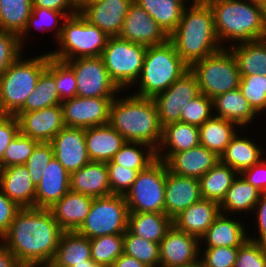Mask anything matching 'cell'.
<instances>
[{"mask_svg":"<svg viewBox=\"0 0 266 267\" xmlns=\"http://www.w3.org/2000/svg\"><path fill=\"white\" fill-rule=\"evenodd\" d=\"M63 232L49 209L20 208L0 242L26 266L51 262Z\"/></svg>","mask_w":266,"mask_h":267,"instance_id":"cell-1","label":"cell"},{"mask_svg":"<svg viewBox=\"0 0 266 267\" xmlns=\"http://www.w3.org/2000/svg\"><path fill=\"white\" fill-rule=\"evenodd\" d=\"M168 40L189 67L223 48L216 35L212 9L206 0H191L185 6L181 20Z\"/></svg>","mask_w":266,"mask_h":267,"instance_id":"cell-2","label":"cell"},{"mask_svg":"<svg viewBox=\"0 0 266 267\" xmlns=\"http://www.w3.org/2000/svg\"><path fill=\"white\" fill-rule=\"evenodd\" d=\"M109 124L125 141L145 143L155 150L161 143L163 127L152 98L121 91L112 100Z\"/></svg>","mask_w":266,"mask_h":267,"instance_id":"cell-3","label":"cell"},{"mask_svg":"<svg viewBox=\"0 0 266 267\" xmlns=\"http://www.w3.org/2000/svg\"><path fill=\"white\" fill-rule=\"evenodd\" d=\"M206 1L212 9L216 35L223 48L262 40L265 29L261 6L243 0Z\"/></svg>","mask_w":266,"mask_h":267,"instance_id":"cell-4","label":"cell"},{"mask_svg":"<svg viewBox=\"0 0 266 267\" xmlns=\"http://www.w3.org/2000/svg\"><path fill=\"white\" fill-rule=\"evenodd\" d=\"M189 69L169 40L160 45L149 46L141 74L128 91L132 92L133 89L132 94L136 96L153 98L168 89Z\"/></svg>","mask_w":266,"mask_h":267,"instance_id":"cell-5","label":"cell"},{"mask_svg":"<svg viewBox=\"0 0 266 267\" xmlns=\"http://www.w3.org/2000/svg\"><path fill=\"white\" fill-rule=\"evenodd\" d=\"M48 60V52L27 58L22 54L8 67L0 76V114L15 115L24 106Z\"/></svg>","mask_w":266,"mask_h":267,"instance_id":"cell-6","label":"cell"},{"mask_svg":"<svg viewBox=\"0 0 266 267\" xmlns=\"http://www.w3.org/2000/svg\"><path fill=\"white\" fill-rule=\"evenodd\" d=\"M109 36L90 24L79 12L68 16L63 23L57 49L48 50L49 56L61 61L99 57L106 47Z\"/></svg>","mask_w":266,"mask_h":267,"instance_id":"cell-7","label":"cell"},{"mask_svg":"<svg viewBox=\"0 0 266 267\" xmlns=\"http://www.w3.org/2000/svg\"><path fill=\"white\" fill-rule=\"evenodd\" d=\"M190 70L197 78L200 93L211 99L239 88L241 77L229 48H222L195 62Z\"/></svg>","mask_w":266,"mask_h":267,"instance_id":"cell-8","label":"cell"},{"mask_svg":"<svg viewBox=\"0 0 266 267\" xmlns=\"http://www.w3.org/2000/svg\"><path fill=\"white\" fill-rule=\"evenodd\" d=\"M147 47L121 39L109 37L101 58L110 78L122 90H129L138 80Z\"/></svg>","mask_w":266,"mask_h":267,"instance_id":"cell-9","label":"cell"},{"mask_svg":"<svg viewBox=\"0 0 266 267\" xmlns=\"http://www.w3.org/2000/svg\"><path fill=\"white\" fill-rule=\"evenodd\" d=\"M128 215L125 196L111 194L93 198L89 213L76 232L89 239L124 234L127 230Z\"/></svg>","mask_w":266,"mask_h":267,"instance_id":"cell-10","label":"cell"},{"mask_svg":"<svg viewBox=\"0 0 266 267\" xmlns=\"http://www.w3.org/2000/svg\"><path fill=\"white\" fill-rule=\"evenodd\" d=\"M167 165L156 159L140 171L130 190L125 194L129 212L164 213Z\"/></svg>","mask_w":266,"mask_h":267,"instance_id":"cell-11","label":"cell"},{"mask_svg":"<svg viewBox=\"0 0 266 267\" xmlns=\"http://www.w3.org/2000/svg\"><path fill=\"white\" fill-rule=\"evenodd\" d=\"M65 62L73 69L78 97L115 98L122 91L110 78L101 56Z\"/></svg>","mask_w":266,"mask_h":267,"instance_id":"cell-12","label":"cell"},{"mask_svg":"<svg viewBox=\"0 0 266 267\" xmlns=\"http://www.w3.org/2000/svg\"><path fill=\"white\" fill-rule=\"evenodd\" d=\"M200 94L195 74L189 69L168 89L155 95L159 122L162 127L181 121L182 109Z\"/></svg>","mask_w":266,"mask_h":267,"instance_id":"cell-13","label":"cell"},{"mask_svg":"<svg viewBox=\"0 0 266 267\" xmlns=\"http://www.w3.org/2000/svg\"><path fill=\"white\" fill-rule=\"evenodd\" d=\"M159 267H199L200 239L172 225L159 243Z\"/></svg>","mask_w":266,"mask_h":267,"instance_id":"cell-14","label":"cell"},{"mask_svg":"<svg viewBox=\"0 0 266 267\" xmlns=\"http://www.w3.org/2000/svg\"><path fill=\"white\" fill-rule=\"evenodd\" d=\"M114 98L78 97L61 103L64 125L91 128L109 123L110 106Z\"/></svg>","mask_w":266,"mask_h":267,"instance_id":"cell-15","label":"cell"},{"mask_svg":"<svg viewBox=\"0 0 266 267\" xmlns=\"http://www.w3.org/2000/svg\"><path fill=\"white\" fill-rule=\"evenodd\" d=\"M133 0H102L98 2H78L79 13L92 25L97 26L107 36H119L129 6Z\"/></svg>","mask_w":266,"mask_h":267,"instance_id":"cell-16","label":"cell"},{"mask_svg":"<svg viewBox=\"0 0 266 267\" xmlns=\"http://www.w3.org/2000/svg\"><path fill=\"white\" fill-rule=\"evenodd\" d=\"M119 37L146 47L168 40V35L149 13L134 2L129 6Z\"/></svg>","mask_w":266,"mask_h":267,"instance_id":"cell-17","label":"cell"},{"mask_svg":"<svg viewBox=\"0 0 266 267\" xmlns=\"http://www.w3.org/2000/svg\"><path fill=\"white\" fill-rule=\"evenodd\" d=\"M20 132L38 142H50L64 127L61 104L29 112H17Z\"/></svg>","mask_w":266,"mask_h":267,"instance_id":"cell-18","label":"cell"},{"mask_svg":"<svg viewBox=\"0 0 266 267\" xmlns=\"http://www.w3.org/2000/svg\"><path fill=\"white\" fill-rule=\"evenodd\" d=\"M50 143L54 157L69 173L79 170L90 162L83 128L65 126Z\"/></svg>","mask_w":266,"mask_h":267,"instance_id":"cell-19","label":"cell"},{"mask_svg":"<svg viewBox=\"0 0 266 267\" xmlns=\"http://www.w3.org/2000/svg\"><path fill=\"white\" fill-rule=\"evenodd\" d=\"M202 199L199 180L166 173L164 213L172 220L193 203Z\"/></svg>","mask_w":266,"mask_h":267,"instance_id":"cell-20","label":"cell"},{"mask_svg":"<svg viewBox=\"0 0 266 267\" xmlns=\"http://www.w3.org/2000/svg\"><path fill=\"white\" fill-rule=\"evenodd\" d=\"M240 217L220 213L200 238V248L242 246L249 239V226Z\"/></svg>","mask_w":266,"mask_h":267,"instance_id":"cell-21","label":"cell"},{"mask_svg":"<svg viewBox=\"0 0 266 267\" xmlns=\"http://www.w3.org/2000/svg\"><path fill=\"white\" fill-rule=\"evenodd\" d=\"M70 173L53 157L36 187L35 208L49 209L70 190Z\"/></svg>","mask_w":266,"mask_h":267,"instance_id":"cell-22","label":"cell"},{"mask_svg":"<svg viewBox=\"0 0 266 267\" xmlns=\"http://www.w3.org/2000/svg\"><path fill=\"white\" fill-rule=\"evenodd\" d=\"M220 160L214 152L202 145L186 151L173 153L166 161L170 172L199 179Z\"/></svg>","mask_w":266,"mask_h":267,"instance_id":"cell-23","label":"cell"},{"mask_svg":"<svg viewBox=\"0 0 266 267\" xmlns=\"http://www.w3.org/2000/svg\"><path fill=\"white\" fill-rule=\"evenodd\" d=\"M245 130L246 129L241 128V130L237 132L226 147L225 152L220 156V161L223 164L229 165L239 174L243 170L258 163L263 157H266V148L263 144L260 145L259 141L257 143V141L254 140V137L248 136V128L246 132Z\"/></svg>","mask_w":266,"mask_h":267,"instance_id":"cell-24","label":"cell"},{"mask_svg":"<svg viewBox=\"0 0 266 267\" xmlns=\"http://www.w3.org/2000/svg\"><path fill=\"white\" fill-rule=\"evenodd\" d=\"M93 198L69 190L49 210L63 231H76L87 217Z\"/></svg>","mask_w":266,"mask_h":267,"instance_id":"cell-25","label":"cell"},{"mask_svg":"<svg viewBox=\"0 0 266 267\" xmlns=\"http://www.w3.org/2000/svg\"><path fill=\"white\" fill-rule=\"evenodd\" d=\"M213 115L234 122L240 128L248 127L253 130L251 124H254L259 116L243 97L239 88L213 98Z\"/></svg>","mask_w":266,"mask_h":267,"instance_id":"cell-26","label":"cell"},{"mask_svg":"<svg viewBox=\"0 0 266 267\" xmlns=\"http://www.w3.org/2000/svg\"><path fill=\"white\" fill-rule=\"evenodd\" d=\"M70 190L94 198L111 195L106 162L90 161L70 173Z\"/></svg>","mask_w":266,"mask_h":267,"instance_id":"cell-27","label":"cell"},{"mask_svg":"<svg viewBox=\"0 0 266 267\" xmlns=\"http://www.w3.org/2000/svg\"><path fill=\"white\" fill-rule=\"evenodd\" d=\"M200 145L199 127L181 121L165 125L156 157L166 161L173 153L189 150Z\"/></svg>","mask_w":266,"mask_h":267,"instance_id":"cell-28","label":"cell"},{"mask_svg":"<svg viewBox=\"0 0 266 267\" xmlns=\"http://www.w3.org/2000/svg\"><path fill=\"white\" fill-rule=\"evenodd\" d=\"M220 213L218 202L201 199L179 213L173 219V225L200 239Z\"/></svg>","mask_w":266,"mask_h":267,"instance_id":"cell-29","label":"cell"},{"mask_svg":"<svg viewBox=\"0 0 266 267\" xmlns=\"http://www.w3.org/2000/svg\"><path fill=\"white\" fill-rule=\"evenodd\" d=\"M85 142L90 161L108 162L126 142L109 123L85 129Z\"/></svg>","mask_w":266,"mask_h":267,"instance_id":"cell-30","label":"cell"},{"mask_svg":"<svg viewBox=\"0 0 266 267\" xmlns=\"http://www.w3.org/2000/svg\"><path fill=\"white\" fill-rule=\"evenodd\" d=\"M0 189L18 207H34L36 187L25 165L5 167Z\"/></svg>","mask_w":266,"mask_h":267,"instance_id":"cell-31","label":"cell"},{"mask_svg":"<svg viewBox=\"0 0 266 267\" xmlns=\"http://www.w3.org/2000/svg\"><path fill=\"white\" fill-rule=\"evenodd\" d=\"M261 193L239 174L219 203L220 212L226 215H241L242 220L245 214H248L246 217L250 220L249 215L252 214Z\"/></svg>","mask_w":266,"mask_h":267,"instance_id":"cell-32","label":"cell"},{"mask_svg":"<svg viewBox=\"0 0 266 267\" xmlns=\"http://www.w3.org/2000/svg\"><path fill=\"white\" fill-rule=\"evenodd\" d=\"M90 259V239L76 231H64L51 262L57 267H72Z\"/></svg>","mask_w":266,"mask_h":267,"instance_id":"cell-33","label":"cell"},{"mask_svg":"<svg viewBox=\"0 0 266 267\" xmlns=\"http://www.w3.org/2000/svg\"><path fill=\"white\" fill-rule=\"evenodd\" d=\"M173 220L165 213L129 212L127 230L151 242L160 243Z\"/></svg>","mask_w":266,"mask_h":267,"instance_id":"cell-34","label":"cell"},{"mask_svg":"<svg viewBox=\"0 0 266 267\" xmlns=\"http://www.w3.org/2000/svg\"><path fill=\"white\" fill-rule=\"evenodd\" d=\"M240 129L234 122L213 115L199 127L200 145L220 157Z\"/></svg>","mask_w":266,"mask_h":267,"instance_id":"cell-35","label":"cell"},{"mask_svg":"<svg viewBox=\"0 0 266 267\" xmlns=\"http://www.w3.org/2000/svg\"><path fill=\"white\" fill-rule=\"evenodd\" d=\"M191 0H133L146 10L169 36L178 26L185 6Z\"/></svg>","mask_w":266,"mask_h":267,"instance_id":"cell-36","label":"cell"},{"mask_svg":"<svg viewBox=\"0 0 266 267\" xmlns=\"http://www.w3.org/2000/svg\"><path fill=\"white\" fill-rule=\"evenodd\" d=\"M228 48L236 59L240 77L266 76V44L263 40L238 43Z\"/></svg>","mask_w":266,"mask_h":267,"instance_id":"cell-37","label":"cell"},{"mask_svg":"<svg viewBox=\"0 0 266 267\" xmlns=\"http://www.w3.org/2000/svg\"><path fill=\"white\" fill-rule=\"evenodd\" d=\"M239 173L229 165L219 162L199 178L202 199L220 203Z\"/></svg>","mask_w":266,"mask_h":267,"instance_id":"cell-38","label":"cell"},{"mask_svg":"<svg viewBox=\"0 0 266 267\" xmlns=\"http://www.w3.org/2000/svg\"><path fill=\"white\" fill-rule=\"evenodd\" d=\"M68 16L59 11L41 8V7H32V13L28 19L25 29L19 35L20 45L25 49L27 43V38L30 35L32 30H39L40 33L51 31L54 38V42L59 38L63 23ZM53 30V31H52ZM42 31V32H41ZM26 38V39H25ZM56 38V39H55ZM25 45V46H24Z\"/></svg>","mask_w":266,"mask_h":267,"instance_id":"cell-39","label":"cell"},{"mask_svg":"<svg viewBox=\"0 0 266 267\" xmlns=\"http://www.w3.org/2000/svg\"><path fill=\"white\" fill-rule=\"evenodd\" d=\"M32 0H0V30L23 32L32 13Z\"/></svg>","mask_w":266,"mask_h":267,"instance_id":"cell-40","label":"cell"},{"mask_svg":"<svg viewBox=\"0 0 266 267\" xmlns=\"http://www.w3.org/2000/svg\"><path fill=\"white\" fill-rule=\"evenodd\" d=\"M59 94L54 77L45 69L34 91L27 97L24 106L18 112H29L60 105Z\"/></svg>","mask_w":266,"mask_h":267,"instance_id":"cell-41","label":"cell"},{"mask_svg":"<svg viewBox=\"0 0 266 267\" xmlns=\"http://www.w3.org/2000/svg\"><path fill=\"white\" fill-rule=\"evenodd\" d=\"M156 159V150L151 146L141 142L126 141L111 161L140 172Z\"/></svg>","mask_w":266,"mask_h":267,"instance_id":"cell-42","label":"cell"},{"mask_svg":"<svg viewBox=\"0 0 266 267\" xmlns=\"http://www.w3.org/2000/svg\"><path fill=\"white\" fill-rule=\"evenodd\" d=\"M124 234L103 235L90 239L91 259L99 267H111L123 254Z\"/></svg>","mask_w":266,"mask_h":267,"instance_id":"cell-43","label":"cell"},{"mask_svg":"<svg viewBox=\"0 0 266 267\" xmlns=\"http://www.w3.org/2000/svg\"><path fill=\"white\" fill-rule=\"evenodd\" d=\"M123 253L132 256L147 267H159V243L141 238L128 230L124 233Z\"/></svg>","mask_w":266,"mask_h":267,"instance_id":"cell-44","label":"cell"},{"mask_svg":"<svg viewBox=\"0 0 266 267\" xmlns=\"http://www.w3.org/2000/svg\"><path fill=\"white\" fill-rule=\"evenodd\" d=\"M46 70L54 77L61 102L77 96V81L73 69L65 62L49 56Z\"/></svg>","mask_w":266,"mask_h":267,"instance_id":"cell-45","label":"cell"},{"mask_svg":"<svg viewBox=\"0 0 266 267\" xmlns=\"http://www.w3.org/2000/svg\"><path fill=\"white\" fill-rule=\"evenodd\" d=\"M239 89L262 121L260 117L266 116V76L259 74L243 76L240 79Z\"/></svg>","mask_w":266,"mask_h":267,"instance_id":"cell-46","label":"cell"},{"mask_svg":"<svg viewBox=\"0 0 266 267\" xmlns=\"http://www.w3.org/2000/svg\"><path fill=\"white\" fill-rule=\"evenodd\" d=\"M38 143V141L19 132L6 148L1 163L4 167L25 165Z\"/></svg>","mask_w":266,"mask_h":267,"instance_id":"cell-47","label":"cell"},{"mask_svg":"<svg viewBox=\"0 0 266 267\" xmlns=\"http://www.w3.org/2000/svg\"><path fill=\"white\" fill-rule=\"evenodd\" d=\"M213 116V99L200 93L181 111V122L200 127Z\"/></svg>","mask_w":266,"mask_h":267,"instance_id":"cell-48","label":"cell"},{"mask_svg":"<svg viewBox=\"0 0 266 267\" xmlns=\"http://www.w3.org/2000/svg\"><path fill=\"white\" fill-rule=\"evenodd\" d=\"M54 157L53 147L50 142H39L32 154L27 159L25 166L35 187L39 184L47 164Z\"/></svg>","mask_w":266,"mask_h":267,"instance_id":"cell-49","label":"cell"},{"mask_svg":"<svg viewBox=\"0 0 266 267\" xmlns=\"http://www.w3.org/2000/svg\"><path fill=\"white\" fill-rule=\"evenodd\" d=\"M239 247L200 248L199 267H234Z\"/></svg>","mask_w":266,"mask_h":267,"instance_id":"cell-50","label":"cell"},{"mask_svg":"<svg viewBox=\"0 0 266 267\" xmlns=\"http://www.w3.org/2000/svg\"><path fill=\"white\" fill-rule=\"evenodd\" d=\"M106 164L111 194L125 196L136 180L139 171L114 164L112 161H108Z\"/></svg>","mask_w":266,"mask_h":267,"instance_id":"cell-51","label":"cell"},{"mask_svg":"<svg viewBox=\"0 0 266 267\" xmlns=\"http://www.w3.org/2000/svg\"><path fill=\"white\" fill-rule=\"evenodd\" d=\"M23 50L17 34L0 30V76L23 53L26 54Z\"/></svg>","mask_w":266,"mask_h":267,"instance_id":"cell-52","label":"cell"},{"mask_svg":"<svg viewBox=\"0 0 266 267\" xmlns=\"http://www.w3.org/2000/svg\"><path fill=\"white\" fill-rule=\"evenodd\" d=\"M234 267H266L265 244L248 239L238 248Z\"/></svg>","mask_w":266,"mask_h":267,"instance_id":"cell-53","label":"cell"},{"mask_svg":"<svg viewBox=\"0 0 266 267\" xmlns=\"http://www.w3.org/2000/svg\"><path fill=\"white\" fill-rule=\"evenodd\" d=\"M251 216H253L251 220L252 223L256 225L255 228L253 226V229L257 232H255L254 236V230L252 232V230L250 231L248 229L249 240L266 244V192L261 193ZM251 233L253 235H251Z\"/></svg>","mask_w":266,"mask_h":267,"instance_id":"cell-54","label":"cell"},{"mask_svg":"<svg viewBox=\"0 0 266 267\" xmlns=\"http://www.w3.org/2000/svg\"><path fill=\"white\" fill-rule=\"evenodd\" d=\"M19 132V121L15 115L0 114V162L6 148Z\"/></svg>","mask_w":266,"mask_h":267,"instance_id":"cell-55","label":"cell"},{"mask_svg":"<svg viewBox=\"0 0 266 267\" xmlns=\"http://www.w3.org/2000/svg\"><path fill=\"white\" fill-rule=\"evenodd\" d=\"M240 175L253 187L266 192V158L263 157L252 167L243 170Z\"/></svg>","mask_w":266,"mask_h":267,"instance_id":"cell-56","label":"cell"},{"mask_svg":"<svg viewBox=\"0 0 266 267\" xmlns=\"http://www.w3.org/2000/svg\"><path fill=\"white\" fill-rule=\"evenodd\" d=\"M20 209L0 189V239L7 233L16 212Z\"/></svg>","mask_w":266,"mask_h":267,"instance_id":"cell-57","label":"cell"},{"mask_svg":"<svg viewBox=\"0 0 266 267\" xmlns=\"http://www.w3.org/2000/svg\"><path fill=\"white\" fill-rule=\"evenodd\" d=\"M33 7H41L65 13L67 16L79 12L77 0H32Z\"/></svg>","mask_w":266,"mask_h":267,"instance_id":"cell-58","label":"cell"},{"mask_svg":"<svg viewBox=\"0 0 266 267\" xmlns=\"http://www.w3.org/2000/svg\"><path fill=\"white\" fill-rule=\"evenodd\" d=\"M0 267H24L15 255L0 242Z\"/></svg>","mask_w":266,"mask_h":267,"instance_id":"cell-59","label":"cell"},{"mask_svg":"<svg viewBox=\"0 0 266 267\" xmlns=\"http://www.w3.org/2000/svg\"><path fill=\"white\" fill-rule=\"evenodd\" d=\"M111 267H147L137 259L127 254H121L112 264Z\"/></svg>","mask_w":266,"mask_h":267,"instance_id":"cell-60","label":"cell"},{"mask_svg":"<svg viewBox=\"0 0 266 267\" xmlns=\"http://www.w3.org/2000/svg\"><path fill=\"white\" fill-rule=\"evenodd\" d=\"M24 267H57L52 262L34 263Z\"/></svg>","mask_w":266,"mask_h":267,"instance_id":"cell-61","label":"cell"},{"mask_svg":"<svg viewBox=\"0 0 266 267\" xmlns=\"http://www.w3.org/2000/svg\"><path fill=\"white\" fill-rule=\"evenodd\" d=\"M72 267H99L92 259L86 260V264L74 265Z\"/></svg>","mask_w":266,"mask_h":267,"instance_id":"cell-62","label":"cell"},{"mask_svg":"<svg viewBox=\"0 0 266 267\" xmlns=\"http://www.w3.org/2000/svg\"><path fill=\"white\" fill-rule=\"evenodd\" d=\"M261 14H262V22H263V27L266 31V3H264L261 6Z\"/></svg>","mask_w":266,"mask_h":267,"instance_id":"cell-63","label":"cell"},{"mask_svg":"<svg viewBox=\"0 0 266 267\" xmlns=\"http://www.w3.org/2000/svg\"><path fill=\"white\" fill-rule=\"evenodd\" d=\"M251 4H255L258 6H262L264 3H266V0H243Z\"/></svg>","mask_w":266,"mask_h":267,"instance_id":"cell-64","label":"cell"},{"mask_svg":"<svg viewBox=\"0 0 266 267\" xmlns=\"http://www.w3.org/2000/svg\"><path fill=\"white\" fill-rule=\"evenodd\" d=\"M4 169H5L4 165L0 162V188H1V185H2Z\"/></svg>","mask_w":266,"mask_h":267,"instance_id":"cell-65","label":"cell"},{"mask_svg":"<svg viewBox=\"0 0 266 267\" xmlns=\"http://www.w3.org/2000/svg\"><path fill=\"white\" fill-rule=\"evenodd\" d=\"M78 2H98L102 0H77Z\"/></svg>","mask_w":266,"mask_h":267,"instance_id":"cell-66","label":"cell"},{"mask_svg":"<svg viewBox=\"0 0 266 267\" xmlns=\"http://www.w3.org/2000/svg\"><path fill=\"white\" fill-rule=\"evenodd\" d=\"M262 40L265 42V44H266V31H265V33H264V35H263V37H262Z\"/></svg>","mask_w":266,"mask_h":267,"instance_id":"cell-67","label":"cell"}]
</instances>
